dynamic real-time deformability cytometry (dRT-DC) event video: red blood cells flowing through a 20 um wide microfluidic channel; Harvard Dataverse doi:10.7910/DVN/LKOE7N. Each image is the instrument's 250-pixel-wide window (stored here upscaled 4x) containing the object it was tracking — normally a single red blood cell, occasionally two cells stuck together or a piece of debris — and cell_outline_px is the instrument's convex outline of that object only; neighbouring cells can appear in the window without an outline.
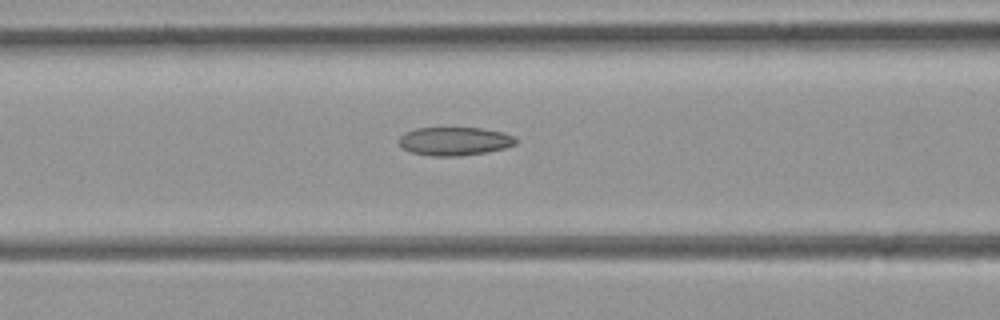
{"species": "common noctule bat (a hibernating species)", "species_latin": "Nyctalus noctula", "temperature_condition": "room temperature", "stored_images_in_passage": 24, "camera_frame_rate_fps": 3000, "um_per_image_px": 0.085, "animal": {"sex": "female", "body_mass_g": 21.9}, "frame": {"image": 1, "passage_image": 5, "time_ms": 1.333, "image_size_px": [1000, 320], "cell_outline_px": [[516, 144], [504, 148], [484, 152], [456, 156], [432, 156], [412, 152], [404, 148], [400, 144], [400, 136], [404, 132], [416, 128], [480, 128], [504, 132], [512, 136], [516, 140]], "centroid_in_image_um": [38.63, 11.99], "position_along_channel_um": 128.0, "area_um2": 19.07}}
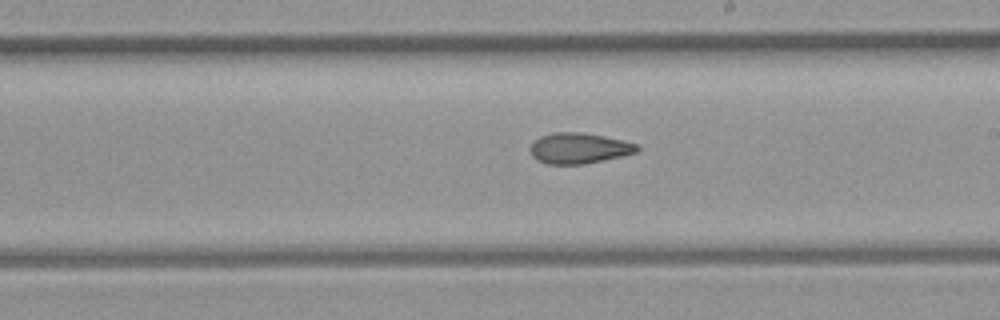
{"frame": {"image": 2, "passage_image": 13, "time_ms": 4.0, "image_size_px": [1000, 320], "cell_outline_px": [[640, 148], [636, 152], [624, 156], [584, 164], [548, 164], [532, 156], [532, 144], [540, 136], [552, 132], [584, 132], [624, 140], [640, 144]], "centroid_in_image_um": [49.29, 12.59], "position_along_channel_um": 239.7, "area_um2": 19.13}}
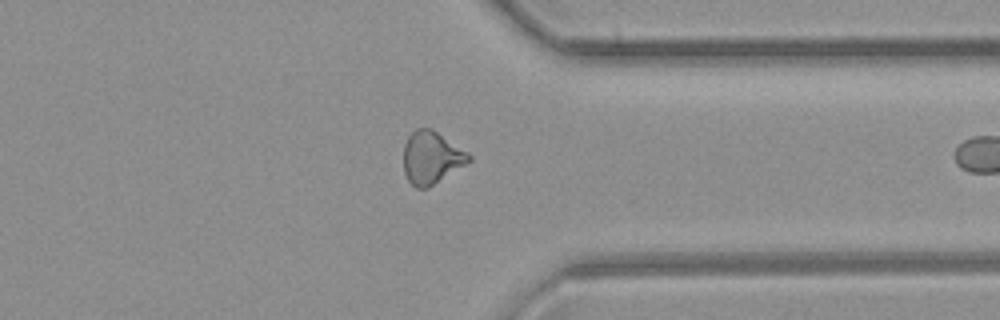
{"frame": {"image": 3, "passage_image": 23, "time_ms": 7.333, "image_size_px": [1000, 320], "cell_outline_px": [[472, 160], [428, 188], [416, 188], [408, 180], [404, 172], [404, 144], [408, 136], [416, 128], [432, 128], [468, 152], [472, 156]], "centroid_in_image_um": [36.67, 13.39], "position_along_channel_um": 374.7, "area_um2": 20.0}}